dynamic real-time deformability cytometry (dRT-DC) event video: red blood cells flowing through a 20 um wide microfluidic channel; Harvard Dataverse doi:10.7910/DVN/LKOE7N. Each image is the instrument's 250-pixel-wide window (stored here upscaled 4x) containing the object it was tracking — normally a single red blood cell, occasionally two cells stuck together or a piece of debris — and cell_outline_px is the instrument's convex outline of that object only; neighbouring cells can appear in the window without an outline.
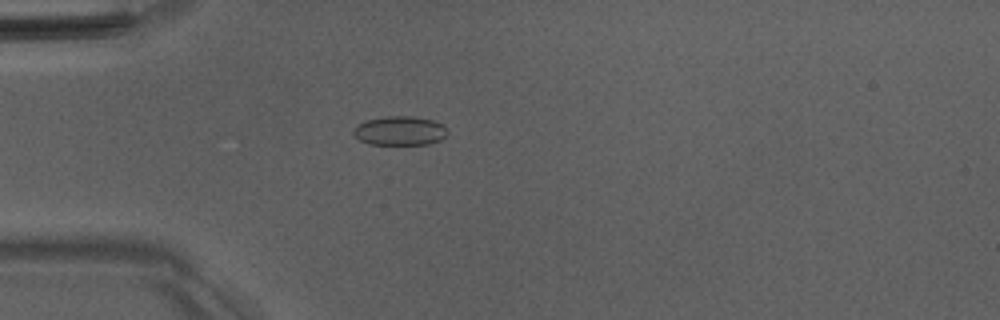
{"species": "Egyptian fruit bat (a non-hibernating species)", "species_latin": "Rousettus aegyptiacus", "temperature_condition": "room temperature", "stored_images_in_passage": 39, "camera_frame_rate_fps": 3000, "um_per_image_px": 0.085, "animal": {"sex": "male"}, "frame": {"image": 1, "passage_image": 3, "time_ms": 0.667, "image_size_px": [1000, 320], "cell_outline_px": [[448, 132], [440, 140], [428, 144], [368, 144], [360, 140], [352, 132], [364, 120], [388, 116], [412, 116], [432, 120], [440, 124]], "centroid_in_image_um": [33.97, 11.11], "position_along_channel_um": 51.0, "area_um2": 15.66}}
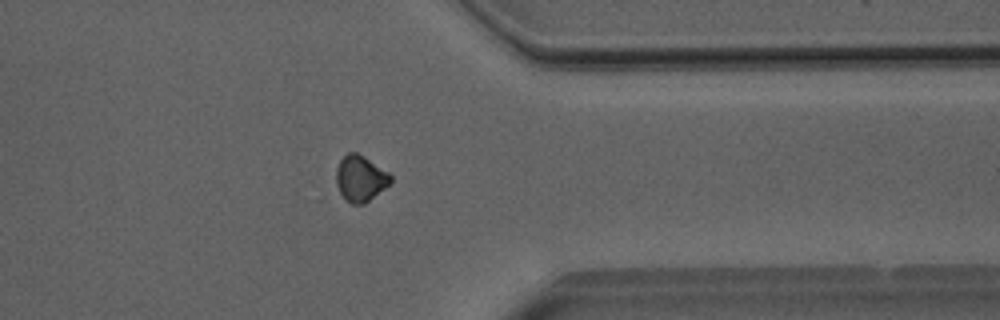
{"frame": {"image": 2, "passage_image": 29, "time_ms": 9.333, "image_size_px": [1000, 320], "cell_outline_px": [[392, 180], [384, 188], [364, 204], [352, 204], [340, 192], [336, 184], [336, 168], [340, 160], [348, 152], [356, 152], [364, 156], [388, 172], [392, 176]], "centroid_in_image_um": [30.62, 15.14], "position_along_channel_um": 380.8, "area_um2": 14.33}}
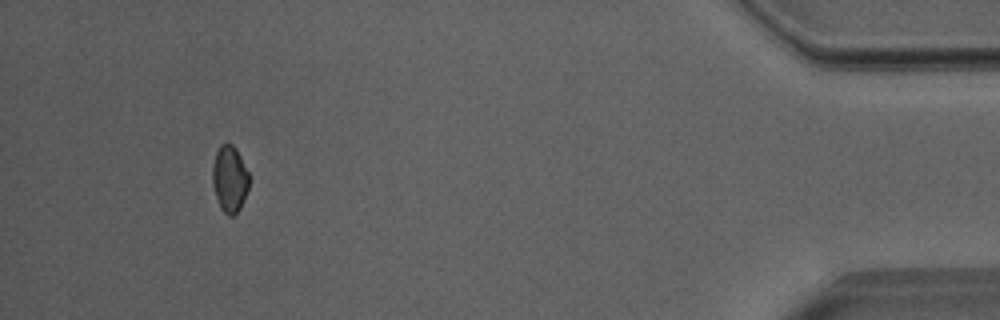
{"frame": {"image": 3, "passage_image": 36, "time_ms": 11.667, "image_size_px": [1000, 320], "cell_outline_px": [[248, 188], [244, 200], [240, 208], [232, 216], [228, 216], [220, 208], [212, 184], [212, 168], [216, 152], [220, 144], [232, 144], [236, 148], [248, 172]], "centroid_in_image_um": [19.51, 15.21], "position_along_channel_um": 415.7, "area_um2": 14.1}, "authors_computed_cell_mechanics": {"area_um2": 14.8546, "velocity_mm_per_s": 4.0372, "shape_relaxation_time_tau1_ms": null, "shape_relaxation_time_tau2_ms": 6.0124, "deformation_change_tau1": null, "deformation_change_tau2": 0.0947}}